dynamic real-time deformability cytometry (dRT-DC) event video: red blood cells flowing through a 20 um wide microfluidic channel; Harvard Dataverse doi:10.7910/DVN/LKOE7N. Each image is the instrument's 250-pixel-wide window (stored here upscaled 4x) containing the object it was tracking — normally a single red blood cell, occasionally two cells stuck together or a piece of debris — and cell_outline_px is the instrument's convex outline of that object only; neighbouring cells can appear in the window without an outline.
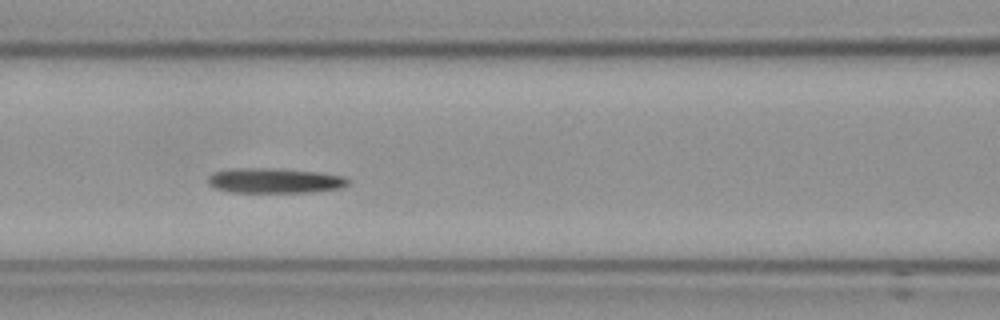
{"species": "Egyptian fruit bat (a non-hibernating species)", "species_latin": "Rousettus aegyptiacus", "temperature_condition": "cold", "stored_images_in_passage": 32, "camera_frame_rate_fps": 3000, "um_per_image_px": 0.085, "frame": {"image": 1, "passage_image": 10, "time_ms": 3.0, "image_size_px": [1000, 320], "cell_outline_px": [[348, 184], [340, 188], [312, 192], [228, 192], [212, 188], [208, 184], [208, 176], [212, 172], [232, 168], [280, 168], [320, 172], [344, 176], [348, 180]], "centroid_in_image_um": [23.29, 15.34], "position_along_channel_um": 143.3, "area_um2": 20.75}}